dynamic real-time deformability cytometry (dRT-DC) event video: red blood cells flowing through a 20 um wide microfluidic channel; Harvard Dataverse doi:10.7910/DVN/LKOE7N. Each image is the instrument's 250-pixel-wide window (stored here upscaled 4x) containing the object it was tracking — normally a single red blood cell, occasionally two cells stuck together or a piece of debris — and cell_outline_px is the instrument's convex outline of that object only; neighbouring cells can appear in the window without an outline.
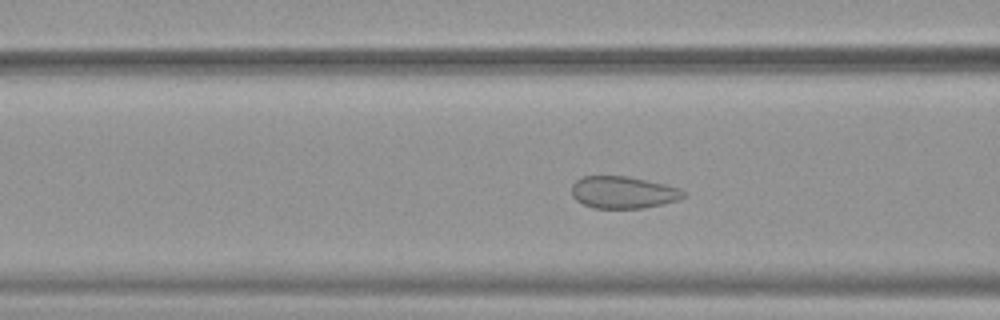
{"species": "common noctule bat (a hibernating species)", "species_latin": "Nyctalus noctula", "temperature_condition": "warm", "stored_images_in_passage": 49, "camera_frame_rate_fps": 3000, "um_per_image_px": 0.085, "animal": {"sex": "female", "body_mass_g": 19.9}, "frame": {"image": 1, "passage_image": 17, "time_ms": 5.333, "image_size_px": [1000, 320], "cell_outline_px": [[688, 192], [680, 200], [644, 208], [592, 208], [576, 200], [572, 196], [572, 184], [580, 176], [628, 176], [664, 184], [680, 188]], "centroid_in_image_um": [52.98, 16.35], "position_along_channel_um": 113.6, "area_um2": 21.1}}
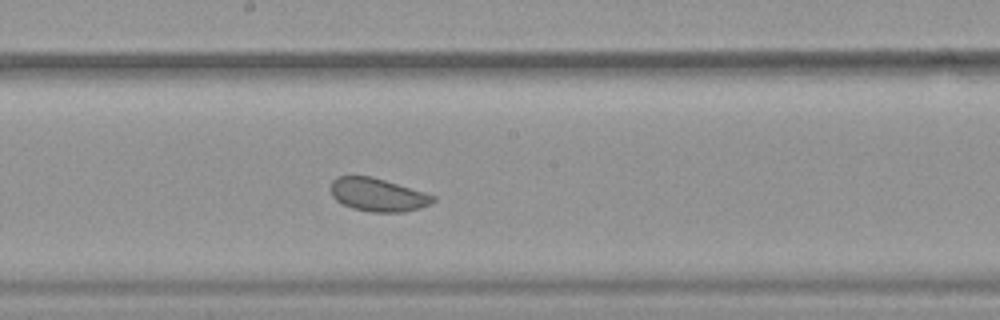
{"frame": {"image": 2, "passage_image": 25, "time_ms": 8.0, "image_size_px": [1000, 320], "cell_outline_px": [[436, 200], [420, 208], [404, 212], [368, 212], [352, 208], [336, 200], [332, 196], [332, 180], [336, 176], [372, 176], [424, 192], [436, 196]], "centroid_in_image_um": [32.12, 16.56], "position_along_channel_um": 216.1, "area_um2": 19.71}}
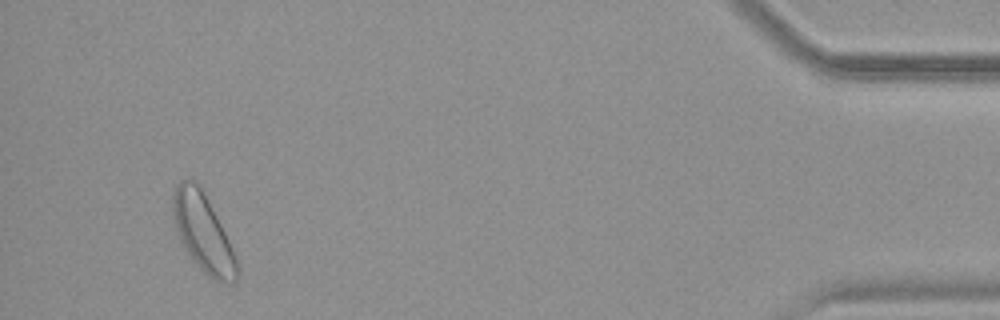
{"frame": {"image": 3, "passage_image": 46, "time_ms": 15.0, "image_size_px": [1000, 320], "cell_outline_px": [[240, 272], [236, 280], [216, 280], [208, 276], [192, 260], [180, 240], [176, 228], [172, 212], [172, 196], [176, 184], [180, 180], [196, 180], [216, 216], [240, 264]], "centroid_in_image_um": [17.24, 19.77], "position_along_channel_um": 418.0, "area_um2": 28.5}, "authors_computed_cell_mechanics": {"area_um2": 22.542, "velocity_mm_per_s": 3.8592, "shape_relaxation_time_tau1_ms": 5.5978, "shape_relaxation_time_tau2_ms": null, "deformation_change_tau1": 0.0443, "deformation_change_tau2": null}}